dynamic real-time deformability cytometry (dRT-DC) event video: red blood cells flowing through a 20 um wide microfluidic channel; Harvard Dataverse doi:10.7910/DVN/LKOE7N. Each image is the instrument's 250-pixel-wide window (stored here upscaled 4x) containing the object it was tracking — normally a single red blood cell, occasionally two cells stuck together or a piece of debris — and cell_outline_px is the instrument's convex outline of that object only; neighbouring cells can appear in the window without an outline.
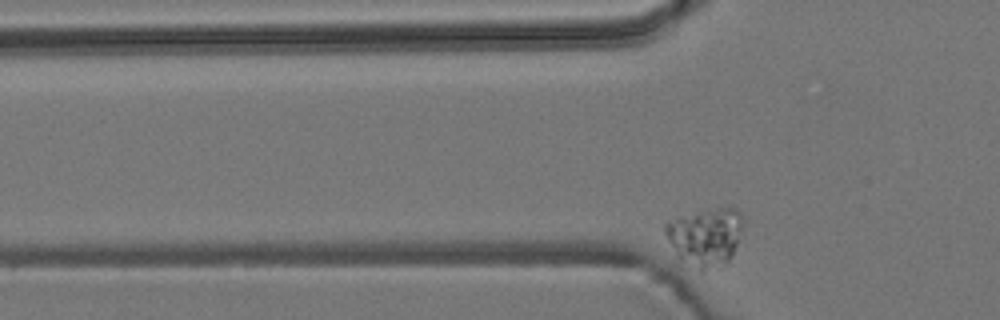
{"species": "common noctule bat (a hibernating species)", "species_latin": "Nyctalus noctula", "temperature_condition": "room temperature", "stored_images_in_passage": 33, "camera_frame_rate_fps": 3000, "um_per_image_px": 0.085, "animal": {"sex": "male", "body_mass_g": 19.2, "forearm_length_mm": 51.8}, "frame": {"image": 1, "passage_image": 2, "time_ms": 0.333, "image_size_px": [1000, 320], "cell_outline_px": [[740, 228], [736, 244], [732, 256], [724, 264], [704, 272], [700, 272], [680, 256], [676, 252], [668, 240], [664, 232], [664, 224], [668, 220], [680, 216], [720, 208], [736, 208], [740, 212]], "centroid_in_image_um": [59.92, 20.14], "position_along_channel_um": 65.9, "area_um2": 25.49}}
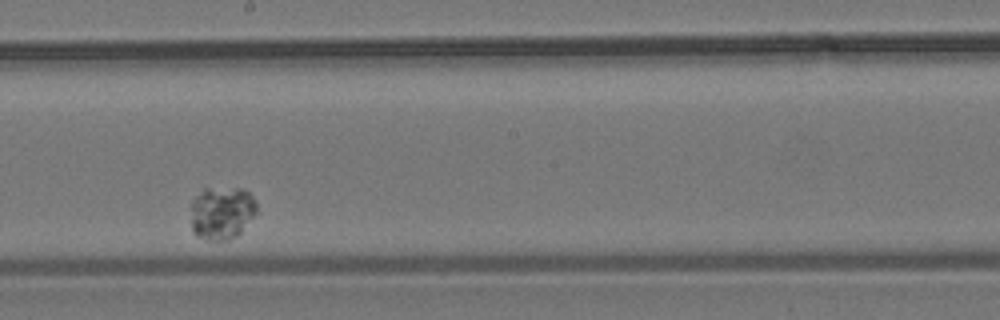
{"frame": {"image": 2, "passage_image": 19, "time_ms": 6.0, "image_size_px": [1000, 320], "cell_outline_px": [[256, 212], [240, 232], [236, 236], [228, 240], [208, 240], [196, 236], [192, 232], [192, 200], [204, 188], [244, 188], [256, 200]], "centroid_in_image_um": [18.84, 18.08], "position_along_channel_um": 229.4, "area_um2": 20.29}}
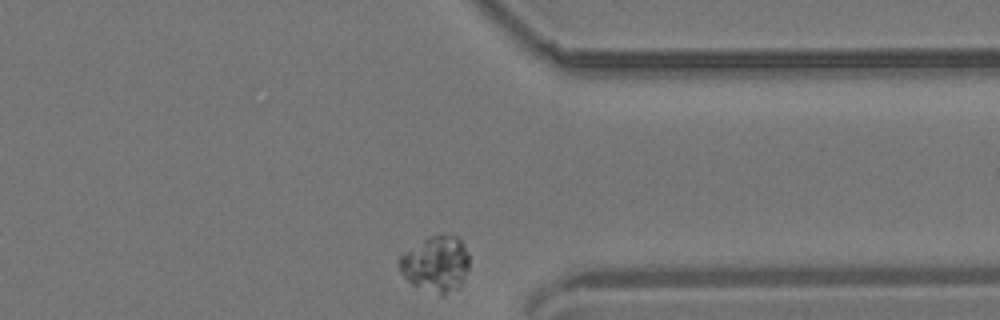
{"frame": {"image": 3, "passage_image": 33, "time_ms": 10.667, "image_size_px": [1000, 320], "cell_outline_px": [[468, 268], [464, 280], [460, 288], [444, 296], [440, 296], [412, 284], [400, 272], [400, 256], [424, 240], [432, 236], [444, 232], [456, 236], [460, 240], [468, 252]], "centroid_in_image_um": [37.1, 22.46], "position_along_channel_um": 374.3, "area_um2": 22.77}}